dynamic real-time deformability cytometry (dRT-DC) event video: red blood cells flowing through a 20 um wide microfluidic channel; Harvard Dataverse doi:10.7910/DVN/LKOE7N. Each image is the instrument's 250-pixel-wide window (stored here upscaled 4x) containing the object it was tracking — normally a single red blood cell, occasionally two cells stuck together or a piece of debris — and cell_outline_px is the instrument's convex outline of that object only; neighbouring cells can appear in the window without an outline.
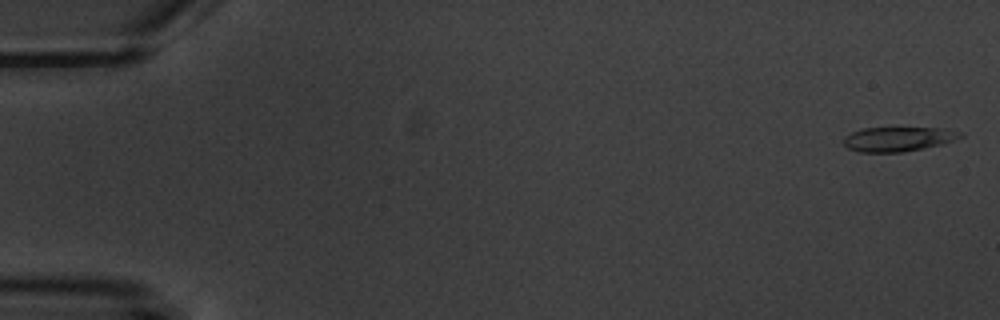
{"species": "common noctule bat (a hibernating species)", "species_latin": "Nyctalus noctula", "temperature_condition": "warm", "stored_images_in_passage": 5, "camera_frame_rate_fps": 3000, "um_per_image_px": 0.085, "animal": {"sex": "male", "body_mass_g": 20.1, "forearm_length_mm": 53.5}, "frame": {"image": 1, "passage_image": 1, "time_ms": 0.0, "image_size_px": [1000, 320], "cell_outline_px": [[964, 136], [944, 144], [904, 152], [860, 152], [848, 148], [844, 144], [844, 136], [852, 132], [864, 128], [944, 128], [964, 132]], "centroid_in_image_um": [76.39, 11.82], "position_along_channel_um": 8.6, "area_um2": 16.76}}
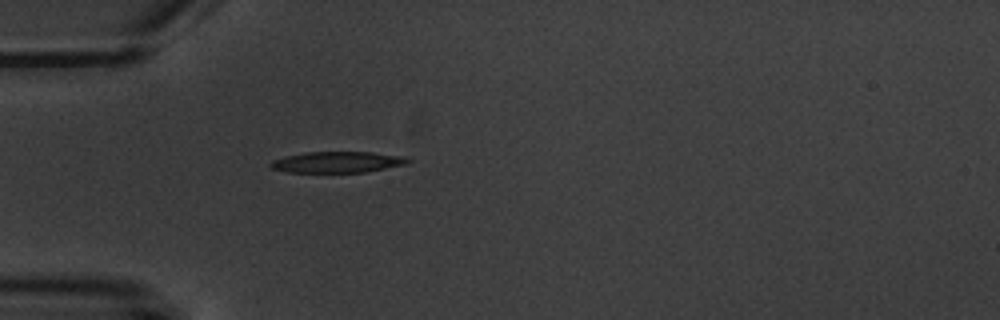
{"frame": {"image": 2, "passage_image": 5, "time_ms": 5.333, "image_size_px": [1000, 320], "cell_outline_px": [[412, 160], [404, 164], [364, 172], [288, 172], [272, 168], [268, 164], [272, 160], [284, 156], [304, 152], [372, 152], [404, 156]], "centroid_in_image_um": [28.63, 13.77], "position_along_channel_um": 56.4, "area_um2": 16.76}}